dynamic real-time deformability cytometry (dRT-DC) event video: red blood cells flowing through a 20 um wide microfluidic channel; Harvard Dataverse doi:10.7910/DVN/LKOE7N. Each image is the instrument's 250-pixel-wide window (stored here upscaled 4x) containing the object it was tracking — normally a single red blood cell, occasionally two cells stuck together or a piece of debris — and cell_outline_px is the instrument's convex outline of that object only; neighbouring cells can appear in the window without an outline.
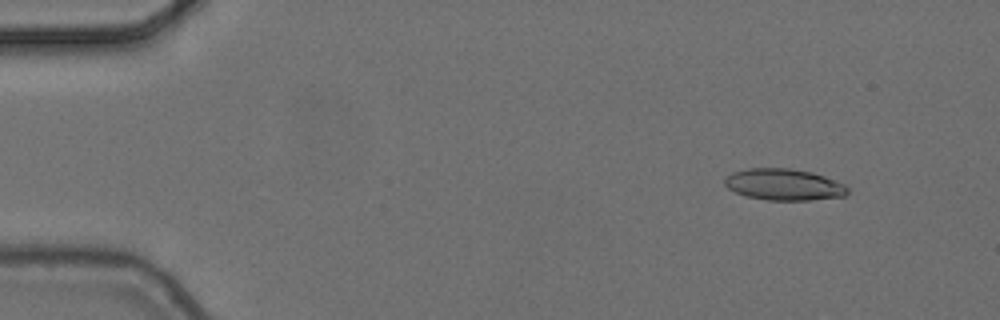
{"species": "common noctule bat (a hibernating species)", "species_latin": "Nyctalus noctula", "temperature_condition": "cold", "stored_images_in_passage": 4, "camera_frame_rate_fps": 3000, "um_per_image_px": 0.085, "animal": {"sex": "female", "body_mass_g": 24.6, "forearm_length_mm": 56.2}, "frame": {"image": 1, "passage_image": 2, "time_ms": 0.333, "image_size_px": [1000, 320], "cell_outline_px": [[848, 192], [844, 196], [812, 200], [768, 200], [744, 196], [728, 188], [724, 184], [724, 180], [732, 172], [748, 168], [792, 168], [812, 172], [848, 184]], "centroid_in_image_um": [66.66, 15.68], "position_along_channel_um": 18.3, "area_um2": 22.77}}
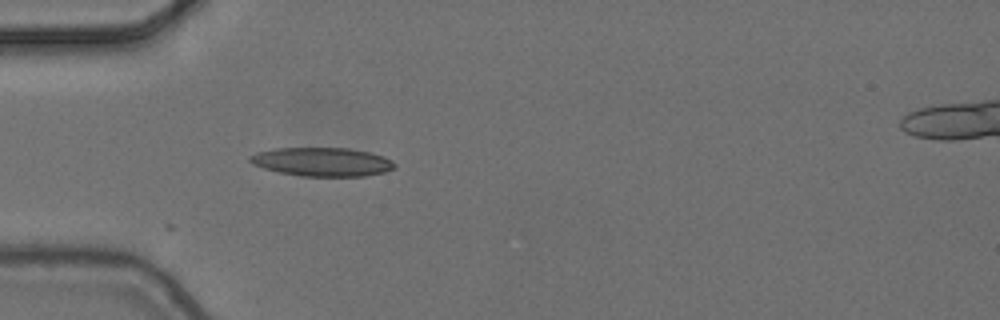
{"frame": {"image": 2, "passage_image": 4, "time_ms": 1.0, "image_size_px": [1000, 320], "cell_outline_px": [[396, 168], [384, 172], [364, 176], [300, 176], [280, 172], [264, 168], [252, 164], [248, 160], [248, 156], [256, 152], [272, 148], [348, 148], [368, 152], [384, 156], [392, 160], [396, 164]], "centroid_in_image_um": [27.37, 13.75], "position_along_channel_um": 57.6, "area_um2": 24.33}}